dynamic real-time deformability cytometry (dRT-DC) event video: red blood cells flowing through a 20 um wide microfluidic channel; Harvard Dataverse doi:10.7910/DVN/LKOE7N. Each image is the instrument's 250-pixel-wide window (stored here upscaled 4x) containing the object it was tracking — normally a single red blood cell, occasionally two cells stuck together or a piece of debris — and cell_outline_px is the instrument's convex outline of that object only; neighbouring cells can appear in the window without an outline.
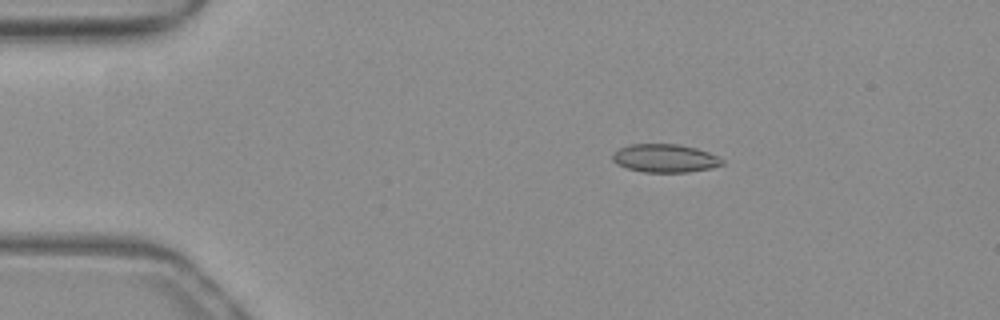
{"species": "common noctule bat (a hibernating species)", "species_latin": "Nyctalus noctula", "temperature_condition": "warm", "stored_images_in_passage": 44, "camera_frame_rate_fps": 3000, "um_per_image_px": 0.085, "animal": {"sex": "female", "body_mass_g": 19.3, "forearm_length_mm": 54.1}, "frame": {"image": 1, "passage_image": 1, "time_ms": 0.0, "image_size_px": [1000, 320], "cell_outline_px": [[724, 164], [712, 168], [688, 172], [644, 172], [628, 168], [616, 164], [612, 160], [612, 152], [628, 144], [680, 144], [696, 148], [708, 152], [724, 160]], "centroid_in_image_um": [56.51, 13.45], "position_along_channel_um": 28.5, "area_um2": 18.15}}
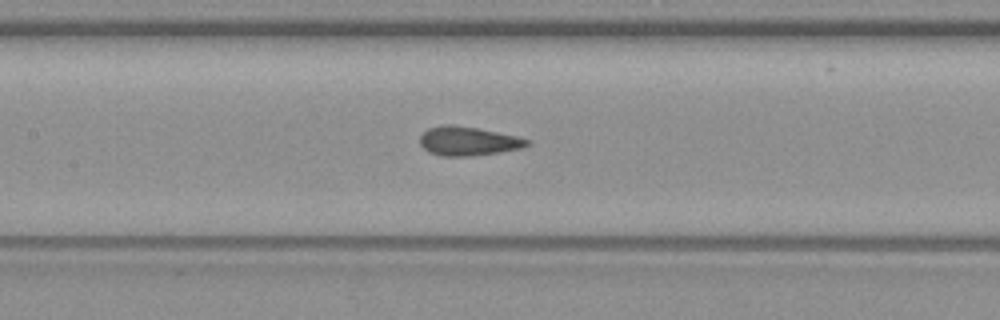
{"frame": {"image": 2, "passage_image": 16, "time_ms": 5.0, "image_size_px": [1000, 320], "cell_outline_px": [[532, 144], [524, 148], [500, 152], [472, 156], [440, 156], [428, 152], [420, 144], [420, 136], [428, 128], [444, 124], [452, 124], [476, 128], [516, 136], [532, 140]], "centroid_in_image_um": [39.82, 12.0], "position_along_channel_um": 167.6, "area_um2": 18.26}}
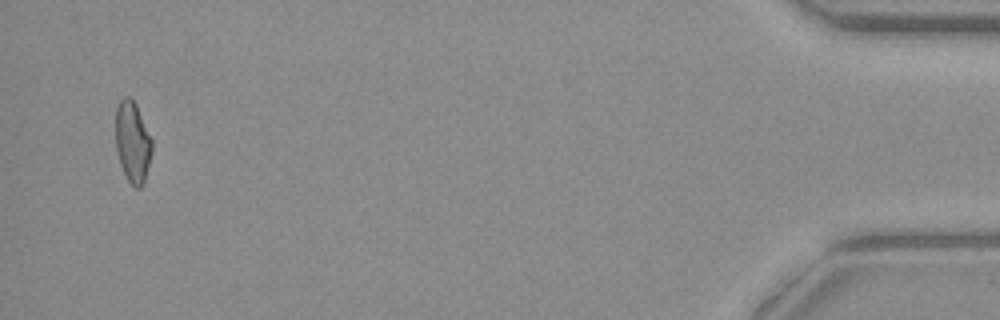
{"frame": {"image": 3, "passage_image": 42, "time_ms": 13.667, "image_size_px": [1000, 320], "cell_outline_px": [[152, 152], [144, 184], [140, 188], [136, 188], [128, 180], [120, 164], [116, 148], [116, 108], [120, 100], [124, 96], [128, 96], [136, 104], [152, 140]], "centroid_in_image_um": [11.27, 12.08], "position_along_channel_um": 423.9, "area_um2": 17.11}, "authors_computed_cell_mechanics": {"area_um2": 17.9469, "velocity_mm_per_s": 3.9861, "shape_relaxation_time_tau1_ms": null, "shape_relaxation_time_tau2_ms": 0.8452, "deformation_change_tau1": null, "deformation_change_tau2": 0.0821}}